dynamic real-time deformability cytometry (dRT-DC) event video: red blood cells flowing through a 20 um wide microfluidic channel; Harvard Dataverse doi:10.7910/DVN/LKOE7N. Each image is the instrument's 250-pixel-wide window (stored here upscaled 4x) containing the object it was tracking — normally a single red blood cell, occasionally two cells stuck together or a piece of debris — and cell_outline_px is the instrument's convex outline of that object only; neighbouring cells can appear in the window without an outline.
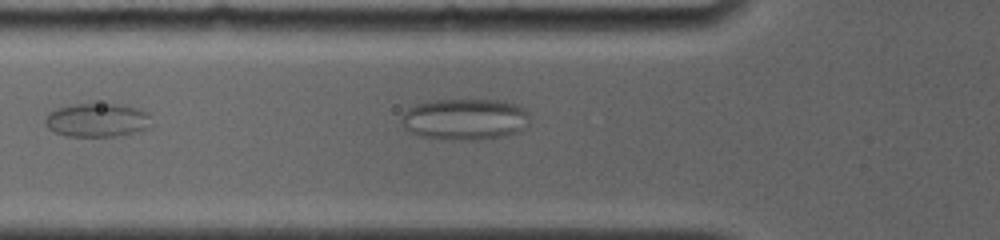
{"species": "common noctule bat (a hibernating species)", "species_latin": "Nyctalus noctula", "temperature_condition": "room temperature", "stored_images_in_passage": 2, "camera_frame_rate_fps": 4000, "um_per_image_px": 0.085, "animal": {"sex": "female", "body_mass_g": 19.0, "forearm_length_mm": 56.7}, "frame": {"image": 1, "passage_image": 2, "time_ms": 1.0, "image_size_px": [1000, 240], "cell_outline_px": [[528, 116], [524, 128], [508, 136], [480, 140], [452, 140], [420, 136], [408, 132], [404, 128], [400, 120], [404, 112], [408, 108], [416, 104], [436, 100], [500, 100], [516, 104], [524, 108], [528, 112]], "centroid_in_image_um": [39.49, 10.15], "position_along_channel_um": 86.3, "area_um2": 31.15}}